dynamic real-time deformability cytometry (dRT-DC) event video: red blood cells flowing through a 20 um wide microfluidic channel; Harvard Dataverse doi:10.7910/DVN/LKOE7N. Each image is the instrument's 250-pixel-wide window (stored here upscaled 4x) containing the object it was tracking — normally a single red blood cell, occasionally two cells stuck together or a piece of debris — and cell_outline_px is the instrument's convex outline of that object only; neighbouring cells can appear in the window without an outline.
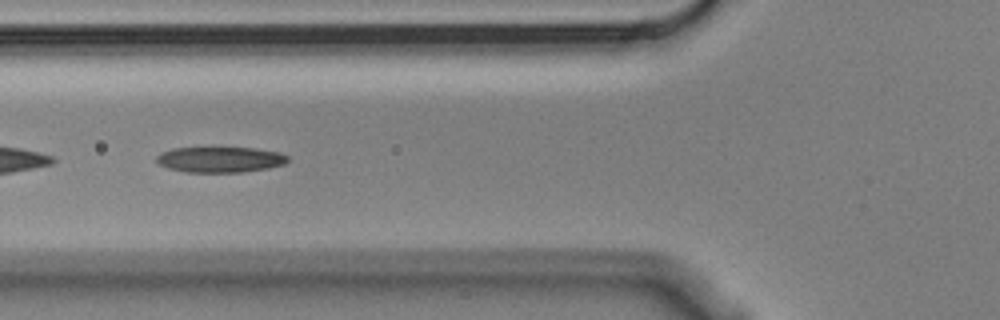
{"species": "Egyptian fruit bat (a non-hibernating species)", "species_latin": "Rousettus aegyptiacus", "temperature_condition": "cold", "stored_images_in_passage": 6, "camera_frame_rate_fps": 3000, "um_per_image_px": 0.085, "animal": {"sex": "male"}, "frame": {"image": 1, "passage_image": 5, "time_ms": 1.333, "image_size_px": [1000, 320], "cell_outline_px": [[288, 160], [284, 164], [268, 168], [240, 172], [188, 172], [168, 168], [160, 164], [156, 160], [156, 156], [160, 152], [172, 148], [256, 148], [280, 152], [288, 156]], "centroid_in_image_um": [18.71, 13.55], "position_along_channel_um": 107.1, "area_um2": 19.54}}
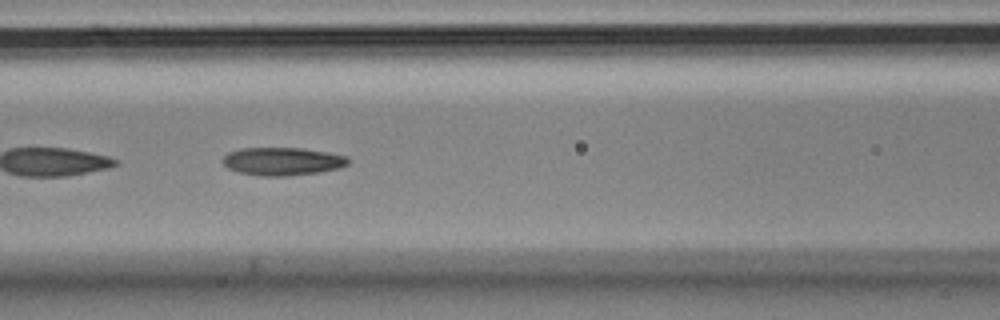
{"frame": {"image": 2, "passage_image": 6, "time_ms": 1.667, "image_size_px": [1000, 320], "cell_outline_px": [[348, 164], [340, 168], [320, 172], [288, 176], [260, 176], [240, 172], [228, 168], [224, 164], [224, 156], [228, 152], [240, 148], [300, 148], [328, 152], [348, 156]], "centroid_in_image_um": [24.03, 13.71], "position_along_channel_um": 142.6, "area_um2": 20.46}}